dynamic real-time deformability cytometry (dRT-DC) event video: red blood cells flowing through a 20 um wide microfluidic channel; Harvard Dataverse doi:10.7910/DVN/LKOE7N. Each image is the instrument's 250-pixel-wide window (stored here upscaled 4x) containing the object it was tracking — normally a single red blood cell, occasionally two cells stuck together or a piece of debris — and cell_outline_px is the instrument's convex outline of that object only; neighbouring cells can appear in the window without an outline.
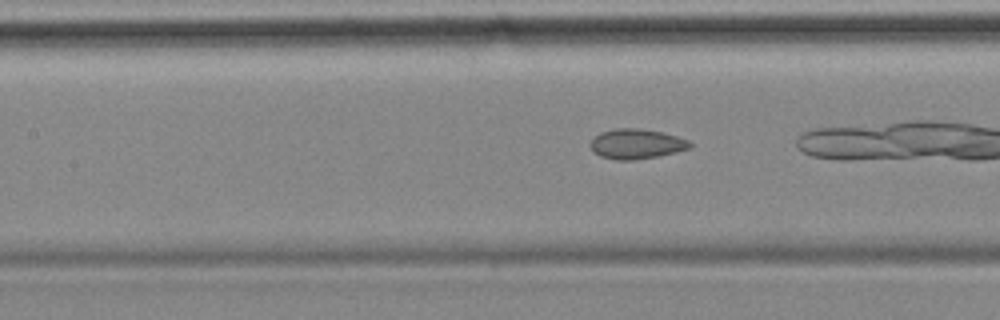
{"species": "common noctule bat (a hibernating species)", "species_latin": "Nyctalus noctula", "temperature_condition": "cold", "stored_images_in_passage": 27, "camera_frame_rate_fps": 3000, "um_per_image_px": 0.085, "animal": {"sex": "female", "body_mass_g": 18.4}, "frame": {"image": 1, "passage_image": 8, "time_ms": 2.333, "image_size_px": [1000, 320], "cell_outline_px": [[692, 144], [688, 148], [676, 152], [656, 156], [632, 160], [616, 160], [600, 156], [592, 152], [588, 144], [600, 132], [616, 128], [640, 128], [660, 132], [676, 136], [688, 140]], "centroid_in_image_um": [54.03, 12.23], "position_along_channel_um": 153.4, "area_um2": 17.28}}